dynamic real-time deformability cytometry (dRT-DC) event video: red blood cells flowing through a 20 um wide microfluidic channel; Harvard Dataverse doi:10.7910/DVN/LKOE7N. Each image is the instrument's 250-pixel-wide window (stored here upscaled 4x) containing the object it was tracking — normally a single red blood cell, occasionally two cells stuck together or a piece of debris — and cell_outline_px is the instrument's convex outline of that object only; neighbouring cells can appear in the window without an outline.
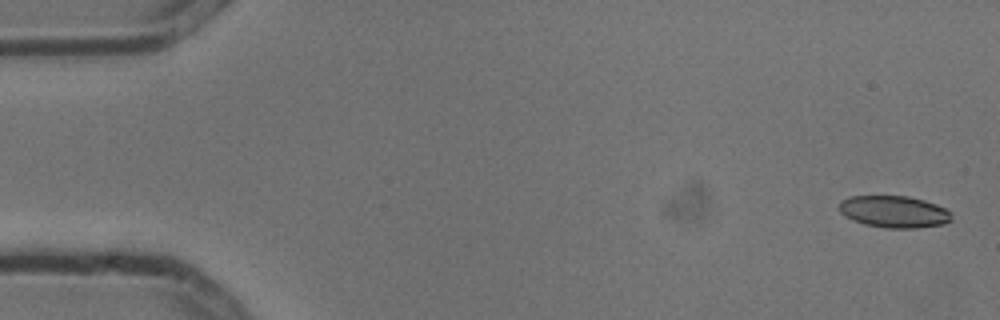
{"species": "common noctule bat (a hibernating species)", "species_latin": "Nyctalus noctula", "temperature_condition": "cold", "stored_images_in_passage": 5, "segment_of_instrument_passage": [1, 2], "camera_frame_rate_fps": 3000, "um_per_image_px": 0.085, "animal": {"sex": "male", "body_mass_g": 13.3}, "frame": {"image": 1, "passage_image": 1, "time_ms": 0.0, "image_size_px": [1000, 320], "cell_outline_px": [[952, 220], [944, 224], [916, 228], [884, 228], [864, 224], [852, 220], [844, 216], [840, 212], [840, 200], [848, 196], [908, 196], [924, 200], [936, 204], [952, 212]], "centroid_in_image_um": [75.99, 18.0], "position_along_channel_um": 9.0, "area_um2": 21.1}}
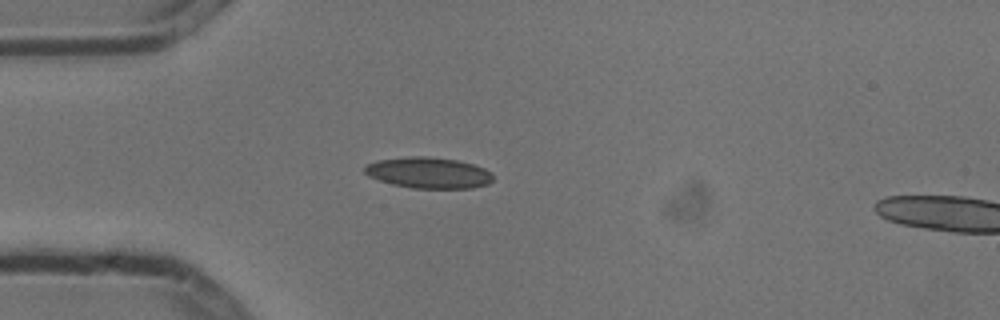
{"frame": {"image": 2, "passage_image": 4, "time_ms": 1.0, "image_size_px": [1000, 320], "cell_outline_px": [[492, 180], [488, 184], [472, 188], [412, 188], [392, 184], [368, 176], [364, 172], [364, 168], [368, 164], [376, 160], [412, 156], [428, 156], [456, 160], [472, 164], [484, 168], [492, 176]], "centroid_in_image_um": [36.4, 14.68], "position_along_channel_um": 48.6, "area_um2": 23.06}}